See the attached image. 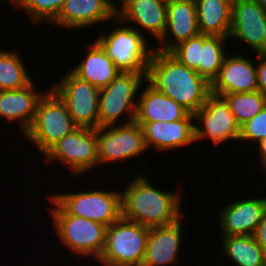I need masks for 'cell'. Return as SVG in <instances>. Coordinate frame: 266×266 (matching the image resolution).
<instances>
[{
    "mask_svg": "<svg viewBox=\"0 0 266 266\" xmlns=\"http://www.w3.org/2000/svg\"><path fill=\"white\" fill-rule=\"evenodd\" d=\"M263 37H264V54H266V22L263 29Z\"/></svg>",
    "mask_w": 266,
    "mask_h": 266,
    "instance_id": "obj_35",
    "label": "cell"
},
{
    "mask_svg": "<svg viewBox=\"0 0 266 266\" xmlns=\"http://www.w3.org/2000/svg\"><path fill=\"white\" fill-rule=\"evenodd\" d=\"M77 127L66 104L52 89H48L39 100L34 121L24 136L44 155Z\"/></svg>",
    "mask_w": 266,
    "mask_h": 266,
    "instance_id": "obj_5",
    "label": "cell"
},
{
    "mask_svg": "<svg viewBox=\"0 0 266 266\" xmlns=\"http://www.w3.org/2000/svg\"><path fill=\"white\" fill-rule=\"evenodd\" d=\"M65 0H21L16 7L23 8L31 16L33 23H52L63 8Z\"/></svg>",
    "mask_w": 266,
    "mask_h": 266,
    "instance_id": "obj_29",
    "label": "cell"
},
{
    "mask_svg": "<svg viewBox=\"0 0 266 266\" xmlns=\"http://www.w3.org/2000/svg\"><path fill=\"white\" fill-rule=\"evenodd\" d=\"M226 39L228 38L203 34L201 62L196 72L200 76H203L210 84L218 76L223 60L227 54L224 52V41Z\"/></svg>",
    "mask_w": 266,
    "mask_h": 266,
    "instance_id": "obj_27",
    "label": "cell"
},
{
    "mask_svg": "<svg viewBox=\"0 0 266 266\" xmlns=\"http://www.w3.org/2000/svg\"><path fill=\"white\" fill-rule=\"evenodd\" d=\"M87 53L71 71L99 89L108 86L121 71L96 41L89 45Z\"/></svg>",
    "mask_w": 266,
    "mask_h": 266,
    "instance_id": "obj_23",
    "label": "cell"
},
{
    "mask_svg": "<svg viewBox=\"0 0 266 266\" xmlns=\"http://www.w3.org/2000/svg\"><path fill=\"white\" fill-rule=\"evenodd\" d=\"M96 138L99 164L131 159L147 149L142 127L135 121L99 127Z\"/></svg>",
    "mask_w": 266,
    "mask_h": 266,
    "instance_id": "obj_11",
    "label": "cell"
},
{
    "mask_svg": "<svg viewBox=\"0 0 266 266\" xmlns=\"http://www.w3.org/2000/svg\"><path fill=\"white\" fill-rule=\"evenodd\" d=\"M56 234L76 255L99 259L106 239L107 226L73 215H52Z\"/></svg>",
    "mask_w": 266,
    "mask_h": 266,
    "instance_id": "obj_10",
    "label": "cell"
},
{
    "mask_svg": "<svg viewBox=\"0 0 266 266\" xmlns=\"http://www.w3.org/2000/svg\"><path fill=\"white\" fill-rule=\"evenodd\" d=\"M147 74L120 72L108 86L100 89L98 103L99 127L115 125L124 113L129 117L126 123L135 120L137 94L141 84L146 81Z\"/></svg>",
    "mask_w": 266,
    "mask_h": 266,
    "instance_id": "obj_7",
    "label": "cell"
},
{
    "mask_svg": "<svg viewBox=\"0 0 266 266\" xmlns=\"http://www.w3.org/2000/svg\"><path fill=\"white\" fill-rule=\"evenodd\" d=\"M121 72L148 73L154 49L133 26H120L95 40Z\"/></svg>",
    "mask_w": 266,
    "mask_h": 266,
    "instance_id": "obj_6",
    "label": "cell"
},
{
    "mask_svg": "<svg viewBox=\"0 0 266 266\" xmlns=\"http://www.w3.org/2000/svg\"><path fill=\"white\" fill-rule=\"evenodd\" d=\"M150 228L121 217L106 230L98 261L103 266H141Z\"/></svg>",
    "mask_w": 266,
    "mask_h": 266,
    "instance_id": "obj_4",
    "label": "cell"
},
{
    "mask_svg": "<svg viewBox=\"0 0 266 266\" xmlns=\"http://www.w3.org/2000/svg\"><path fill=\"white\" fill-rule=\"evenodd\" d=\"M266 212V198L239 199L220 212L221 235H254Z\"/></svg>",
    "mask_w": 266,
    "mask_h": 266,
    "instance_id": "obj_14",
    "label": "cell"
},
{
    "mask_svg": "<svg viewBox=\"0 0 266 266\" xmlns=\"http://www.w3.org/2000/svg\"><path fill=\"white\" fill-rule=\"evenodd\" d=\"M121 191L90 190L56 193L49 196L54 204L51 215H73L110 226L122 217Z\"/></svg>",
    "mask_w": 266,
    "mask_h": 266,
    "instance_id": "obj_3",
    "label": "cell"
},
{
    "mask_svg": "<svg viewBox=\"0 0 266 266\" xmlns=\"http://www.w3.org/2000/svg\"><path fill=\"white\" fill-rule=\"evenodd\" d=\"M195 142L206 137L210 138L215 145L239 140L240 126L229 110L228 104L222 96L210 93L204 105L193 114Z\"/></svg>",
    "mask_w": 266,
    "mask_h": 266,
    "instance_id": "obj_12",
    "label": "cell"
},
{
    "mask_svg": "<svg viewBox=\"0 0 266 266\" xmlns=\"http://www.w3.org/2000/svg\"><path fill=\"white\" fill-rule=\"evenodd\" d=\"M168 0H124L116 8L115 20L132 21L159 40L166 28Z\"/></svg>",
    "mask_w": 266,
    "mask_h": 266,
    "instance_id": "obj_19",
    "label": "cell"
},
{
    "mask_svg": "<svg viewBox=\"0 0 266 266\" xmlns=\"http://www.w3.org/2000/svg\"><path fill=\"white\" fill-rule=\"evenodd\" d=\"M46 161H60L72 174L86 173L98 162L96 129L77 127L54 144L44 155Z\"/></svg>",
    "mask_w": 266,
    "mask_h": 266,
    "instance_id": "obj_9",
    "label": "cell"
},
{
    "mask_svg": "<svg viewBox=\"0 0 266 266\" xmlns=\"http://www.w3.org/2000/svg\"><path fill=\"white\" fill-rule=\"evenodd\" d=\"M266 11V0H255Z\"/></svg>",
    "mask_w": 266,
    "mask_h": 266,
    "instance_id": "obj_36",
    "label": "cell"
},
{
    "mask_svg": "<svg viewBox=\"0 0 266 266\" xmlns=\"http://www.w3.org/2000/svg\"><path fill=\"white\" fill-rule=\"evenodd\" d=\"M146 81L191 114L204 105L211 93V84L203 76L169 52L153 51Z\"/></svg>",
    "mask_w": 266,
    "mask_h": 266,
    "instance_id": "obj_1",
    "label": "cell"
},
{
    "mask_svg": "<svg viewBox=\"0 0 266 266\" xmlns=\"http://www.w3.org/2000/svg\"><path fill=\"white\" fill-rule=\"evenodd\" d=\"M266 136V106L250 120L240 126L239 140L257 141Z\"/></svg>",
    "mask_w": 266,
    "mask_h": 266,
    "instance_id": "obj_31",
    "label": "cell"
},
{
    "mask_svg": "<svg viewBox=\"0 0 266 266\" xmlns=\"http://www.w3.org/2000/svg\"><path fill=\"white\" fill-rule=\"evenodd\" d=\"M8 1H11V2L15 3V5H17L21 0H8Z\"/></svg>",
    "mask_w": 266,
    "mask_h": 266,
    "instance_id": "obj_37",
    "label": "cell"
},
{
    "mask_svg": "<svg viewBox=\"0 0 266 266\" xmlns=\"http://www.w3.org/2000/svg\"><path fill=\"white\" fill-rule=\"evenodd\" d=\"M231 13L229 37L246 42L257 54H264L266 11L255 0H233Z\"/></svg>",
    "mask_w": 266,
    "mask_h": 266,
    "instance_id": "obj_13",
    "label": "cell"
},
{
    "mask_svg": "<svg viewBox=\"0 0 266 266\" xmlns=\"http://www.w3.org/2000/svg\"><path fill=\"white\" fill-rule=\"evenodd\" d=\"M254 236L257 240V243L262 247L264 251H266V212Z\"/></svg>",
    "mask_w": 266,
    "mask_h": 266,
    "instance_id": "obj_33",
    "label": "cell"
},
{
    "mask_svg": "<svg viewBox=\"0 0 266 266\" xmlns=\"http://www.w3.org/2000/svg\"><path fill=\"white\" fill-rule=\"evenodd\" d=\"M181 219L166 225L151 227L141 266H167L178 261L182 242Z\"/></svg>",
    "mask_w": 266,
    "mask_h": 266,
    "instance_id": "obj_18",
    "label": "cell"
},
{
    "mask_svg": "<svg viewBox=\"0 0 266 266\" xmlns=\"http://www.w3.org/2000/svg\"><path fill=\"white\" fill-rule=\"evenodd\" d=\"M194 119H180L178 121L136 122L143 130L145 143L148 148L157 150H172L195 142Z\"/></svg>",
    "mask_w": 266,
    "mask_h": 266,
    "instance_id": "obj_20",
    "label": "cell"
},
{
    "mask_svg": "<svg viewBox=\"0 0 266 266\" xmlns=\"http://www.w3.org/2000/svg\"><path fill=\"white\" fill-rule=\"evenodd\" d=\"M199 33L195 0H168L166 28L158 40L161 46L158 51L169 52L178 43ZM171 34L174 38L170 42L168 36Z\"/></svg>",
    "mask_w": 266,
    "mask_h": 266,
    "instance_id": "obj_16",
    "label": "cell"
},
{
    "mask_svg": "<svg viewBox=\"0 0 266 266\" xmlns=\"http://www.w3.org/2000/svg\"><path fill=\"white\" fill-rule=\"evenodd\" d=\"M229 110L239 126L254 117L266 106V95L260 91L223 94Z\"/></svg>",
    "mask_w": 266,
    "mask_h": 266,
    "instance_id": "obj_28",
    "label": "cell"
},
{
    "mask_svg": "<svg viewBox=\"0 0 266 266\" xmlns=\"http://www.w3.org/2000/svg\"><path fill=\"white\" fill-rule=\"evenodd\" d=\"M227 55L218 76L211 83V93L222 96L258 90L257 70L253 61L238 54Z\"/></svg>",
    "mask_w": 266,
    "mask_h": 266,
    "instance_id": "obj_15",
    "label": "cell"
},
{
    "mask_svg": "<svg viewBox=\"0 0 266 266\" xmlns=\"http://www.w3.org/2000/svg\"><path fill=\"white\" fill-rule=\"evenodd\" d=\"M203 47V34L190 37L174 46L169 53L180 63L190 69L196 70L201 62V48Z\"/></svg>",
    "mask_w": 266,
    "mask_h": 266,
    "instance_id": "obj_30",
    "label": "cell"
},
{
    "mask_svg": "<svg viewBox=\"0 0 266 266\" xmlns=\"http://www.w3.org/2000/svg\"><path fill=\"white\" fill-rule=\"evenodd\" d=\"M147 84L143 92H140L137 101L135 122H172L180 119H194L193 114L183 106L159 92L149 82Z\"/></svg>",
    "mask_w": 266,
    "mask_h": 266,
    "instance_id": "obj_21",
    "label": "cell"
},
{
    "mask_svg": "<svg viewBox=\"0 0 266 266\" xmlns=\"http://www.w3.org/2000/svg\"><path fill=\"white\" fill-rule=\"evenodd\" d=\"M44 94L35 91L33 82L22 89L0 91V117L19 121L25 134L34 121L37 105Z\"/></svg>",
    "mask_w": 266,
    "mask_h": 266,
    "instance_id": "obj_22",
    "label": "cell"
},
{
    "mask_svg": "<svg viewBox=\"0 0 266 266\" xmlns=\"http://www.w3.org/2000/svg\"><path fill=\"white\" fill-rule=\"evenodd\" d=\"M258 143L260 146L258 156L260 157L261 166L263 165L262 167H264L266 165V136Z\"/></svg>",
    "mask_w": 266,
    "mask_h": 266,
    "instance_id": "obj_34",
    "label": "cell"
},
{
    "mask_svg": "<svg viewBox=\"0 0 266 266\" xmlns=\"http://www.w3.org/2000/svg\"><path fill=\"white\" fill-rule=\"evenodd\" d=\"M29 75L15 50H0V91L25 88L33 82Z\"/></svg>",
    "mask_w": 266,
    "mask_h": 266,
    "instance_id": "obj_26",
    "label": "cell"
},
{
    "mask_svg": "<svg viewBox=\"0 0 266 266\" xmlns=\"http://www.w3.org/2000/svg\"><path fill=\"white\" fill-rule=\"evenodd\" d=\"M148 179L138 175L121 193L122 217L149 228L170 225L182 219L181 196L162 192Z\"/></svg>",
    "mask_w": 266,
    "mask_h": 266,
    "instance_id": "obj_2",
    "label": "cell"
},
{
    "mask_svg": "<svg viewBox=\"0 0 266 266\" xmlns=\"http://www.w3.org/2000/svg\"><path fill=\"white\" fill-rule=\"evenodd\" d=\"M261 63L256 64L258 91L266 95V54H258Z\"/></svg>",
    "mask_w": 266,
    "mask_h": 266,
    "instance_id": "obj_32",
    "label": "cell"
},
{
    "mask_svg": "<svg viewBox=\"0 0 266 266\" xmlns=\"http://www.w3.org/2000/svg\"><path fill=\"white\" fill-rule=\"evenodd\" d=\"M222 252L235 266H266V251L254 235L222 236Z\"/></svg>",
    "mask_w": 266,
    "mask_h": 266,
    "instance_id": "obj_25",
    "label": "cell"
},
{
    "mask_svg": "<svg viewBox=\"0 0 266 266\" xmlns=\"http://www.w3.org/2000/svg\"><path fill=\"white\" fill-rule=\"evenodd\" d=\"M115 18L116 7L109 0H65L52 24L75 30Z\"/></svg>",
    "mask_w": 266,
    "mask_h": 266,
    "instance_id": "obj_17",
    "label": "cell"
},
{
    "mask_svg": "<svg viewBox=\"0 0 266 266\" xmlns=\"http://www.w3.org/2000/svg\"><path fill=\"white\" fill-rule=\"evenodd\" d=\"M233 0H195L199 32L228 38Z\"/></svg>",
    "mask_w": 266,
    "mask_h": 266,
    "instance_id": "obj_24",
    "label": "cell"
},
{
    "mask_svg": "<svg viewBox=\"0 0 266 266\" xmlns=\"http://www.w3.org/2000/svg\"><path fill=\"white\" fill-rule=\"evenodd\" d=\"M66 104L78 127L99 128L98 103L100 89L80 79L71 70L51 88Z\"/></svg>",
    "mask_w": 266,
    "mask_h": 266,
    "instance_id": "obj_8",
    "label": "cell"
},
{
    "mask_svg": "<svg viewBox=\"0 0 266 266\" xmlns=\"http://www.w3.org/2000/svg\"><path fill=\"white\" fill-rule=\"evenodd\" d=\"M112 4H113V6H115L116 8L118 7L117 5H115L114 4V0H109ZM124 0H121V3L123 2Z\"/></svg>",
    "mask_w": 266,
    "mask_h": 266,
    "instance_id": "obj_38",
    "label": "cell"
}]
</instances>
